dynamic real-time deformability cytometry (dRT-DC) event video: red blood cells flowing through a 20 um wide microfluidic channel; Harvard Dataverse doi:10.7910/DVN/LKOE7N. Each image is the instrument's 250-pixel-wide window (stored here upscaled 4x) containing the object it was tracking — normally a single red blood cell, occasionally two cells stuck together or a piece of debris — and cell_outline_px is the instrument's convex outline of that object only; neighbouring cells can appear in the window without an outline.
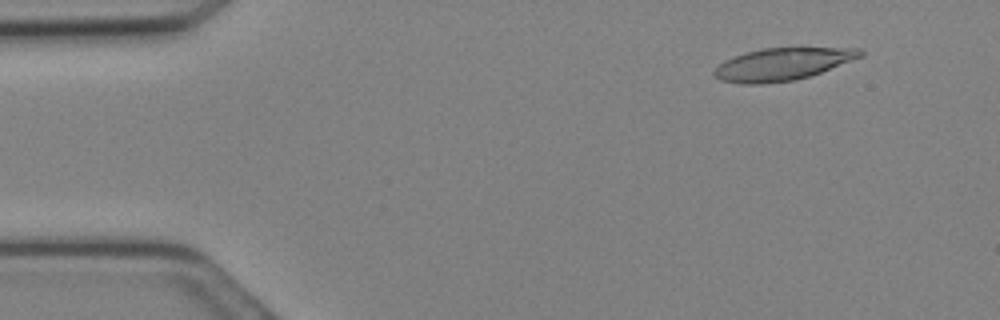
{"species": "Egyptian fruit bat (a non-hibernating species)", "species_latin": "Rousettus aegyptiacus", "temperature_condition": "cold", "stored_images_in_passage": 9, "camera_frame_rate_fps": 3000, "um_per_image_px": 0.085, "animal": {"sex": "female"}, "frame": {"image": 1, "passage_image": 3, "time_ms": 0.667, "image_size_px": [1000, 320], "cell_outline_px": [[864, 56], [820, 72], [796, 80], [764, 84], [740, 84], [720, 80], [712, 72], [720, 64], [744, 52], [764, 48], [860, 48], [864, 52]], "centroid_in_image_um": [66.52, 5.46], "position_along_channel_um": 18.5, "area_um2": 27.34}}
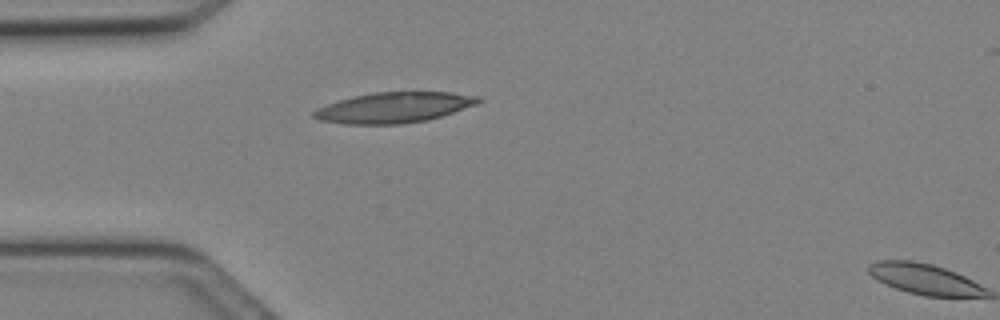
{"frame": {"image": 2, "passage_image": 8, "time_ms": 2.333, "image_size_px": [1000, 320], "cell_outline_px": [[484, 100], [476, 104], [428, 120], [400, 124], [344, 124], [320, 120], [312, 116], [312, 112], [316, 108], [352, 96], [376, 92], [452, 92], [480, 96]], "centroid_in_image_um": [33.49, 9.13], "position_along_channel_um": 51.5, "area_um2": 29.19}}